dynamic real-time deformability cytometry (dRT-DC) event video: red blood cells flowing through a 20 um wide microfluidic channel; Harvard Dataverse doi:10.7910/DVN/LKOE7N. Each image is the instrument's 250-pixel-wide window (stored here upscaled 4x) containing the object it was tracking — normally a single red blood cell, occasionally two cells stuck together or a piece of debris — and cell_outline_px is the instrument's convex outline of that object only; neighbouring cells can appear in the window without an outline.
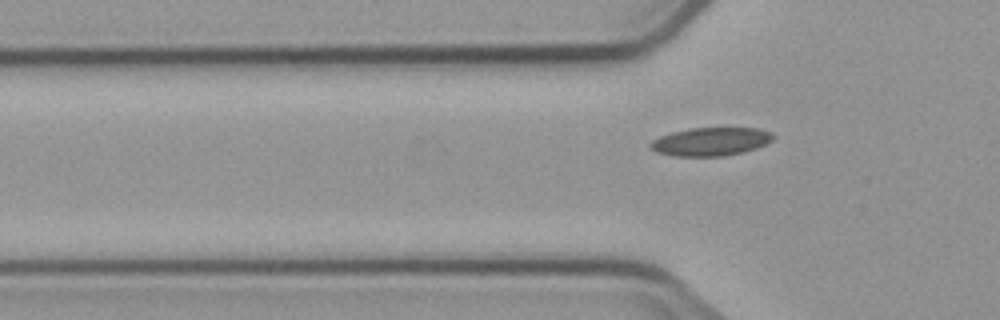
{"species": "common noctule bat (a hibernating species)", "species_latin": "Nyctalus noctula", "temperature_condition": "cold", "stored_images_in_passage": 7, "camera_frame_rate_fps": 3000, "um_per_image_px": 0.085, "animal": {"sex": "male", "body_mass_g": 23.1, "forearm_length_mm": 52.7}, "frame": {"image": 1, "passage_image": 7, "time_ms": 7.333, "image_size_px": [1000, 320], "cell_outline_px": [[776, 136], [772, 140], [756, 148], [744, 152], [724, 156], [676, 156], [656, 152], [648, 148], [648, 144], [652, 140], [660, 136], [672, 132], [688, 128], [756, 128], [772, 132]], "centroid_in_image_um": [60.39, 12.03], "position_along_channel_um": 65.4, "area_um2": 20.4}}